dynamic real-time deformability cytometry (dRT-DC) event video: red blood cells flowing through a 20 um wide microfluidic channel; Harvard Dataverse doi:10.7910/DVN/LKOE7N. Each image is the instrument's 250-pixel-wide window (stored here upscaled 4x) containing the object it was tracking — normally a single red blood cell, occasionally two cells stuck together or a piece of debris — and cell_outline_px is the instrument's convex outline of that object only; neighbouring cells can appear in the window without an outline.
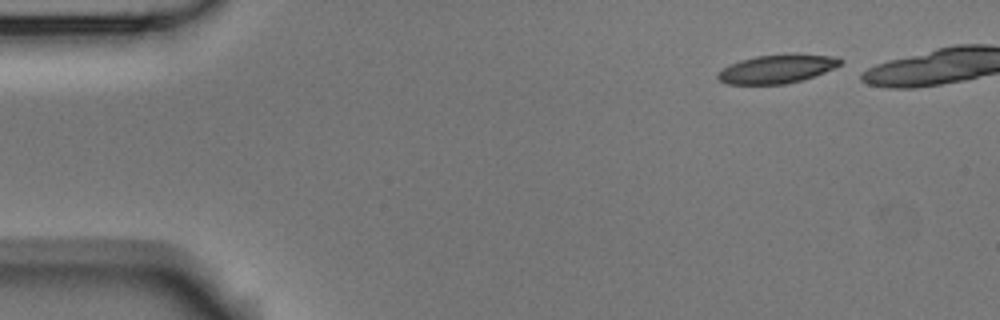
{"species": "Egyptian fruit bat (a non-hibernating species)", "species_latin": "Rousettus aegyptiacus", "temperature_condition": "room temperature", "stored_images_in_passage": 5, "camera_frame_rate_fps": 3000, "um_per_image_px": 0.085, "animal": {"sex": "male"}, "frame": {"image": 1, "passage_image": 1, "time_ms": 0.0, "image_size_px": [1000, 320], "cell_outline_px": [[844, 60], [840, 64], [824, 72], [800, 80], [784, 84], [728, 84], [720, 80], [716, 76], [716, 72], [728, 64], [740, 60], [756, 56], [792, 52], [796, 52], [836, 56]], "centroid_in_image_um": [66.03, 5.82], "position_along_channel_um": 19.0, "area_um2": 20.81}}